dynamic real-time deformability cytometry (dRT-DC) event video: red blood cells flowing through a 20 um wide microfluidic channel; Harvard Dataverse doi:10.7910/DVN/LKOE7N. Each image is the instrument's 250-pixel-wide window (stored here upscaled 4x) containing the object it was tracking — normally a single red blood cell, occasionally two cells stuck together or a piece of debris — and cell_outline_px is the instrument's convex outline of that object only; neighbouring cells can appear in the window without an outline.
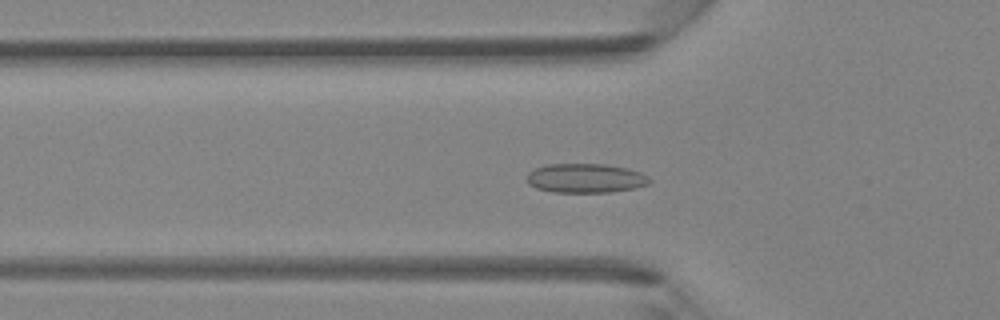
{"species": "Egyptian fruit bat (a non-hibernating species)", "species_latin": "Rousettus aegyptiacus", "temperature_condition": "room temperature", "stored_images_in_passage": 46, "camera_frame_rate_fps": 3000, "um_per_image_px": 0.085, "animal": {"sex": "female"}, "frame": {"image": 1, "passage_image": 16, "time_ms": 5.0, "image_size_px": [1000, 320], "cell_outline_px": [[652, 180], [648, 184], [632, 188], [608, 192], [552, 192], [536, 188], [528, 184], [524, 180], [528, 172], [536, 168], [548, 164], [604, 164], [628, 168], [640, 172], [648, 176]], "centroid_in_image_um": [49.73, 15.14], "position_along_channel_um": 76.1, "area_um2": 20.98}}
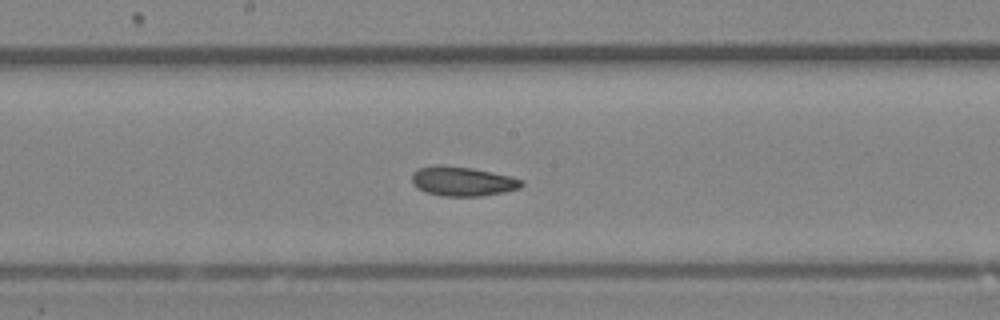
{"frame": {"image": 2, "passage_image": 25, "time_ms": 8.0, "image_size_px": [1000, 320], "cell_outline_px": [[524, 184], [520, 188], [504, 192], [480, 196], [440, 196], [424, 192], [416, 188], [412, 184], [412, 172], [420, 168], [436, 164], [440, 164], [472, 168], [512, 176], [524, 180]], "centroid_in_image_um": [39.3, 15.41], "position_along_channel_um": 208.9, "area_um2": 19.13}}
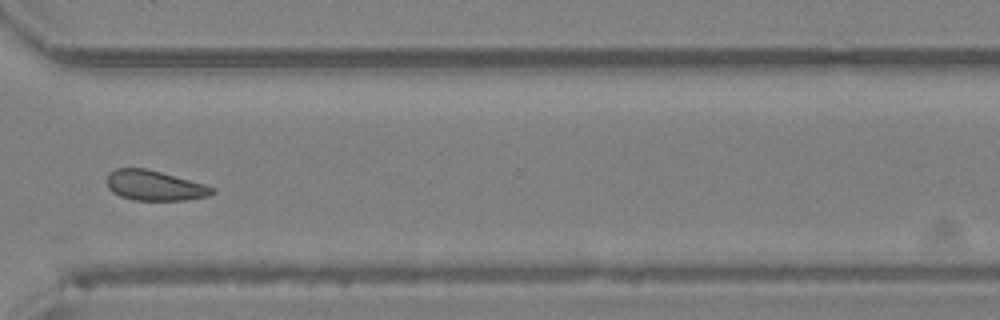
{"frame": {"image": 3, "passage_image": 35, "time_ms": 11.333, "image_size_px": [1000, 320], "cell_outline_px": [[216, 188], [208, 196], [188, 200], [132, 200], [120, 196], [112, 192], [108, 188], [108, 176], [116, 168], [148, 168], [204, 184]], "centroid_in_image_um": [13.14, 15.77], "position_along_channel_um": 357.5, "area_um2": 18.38}}